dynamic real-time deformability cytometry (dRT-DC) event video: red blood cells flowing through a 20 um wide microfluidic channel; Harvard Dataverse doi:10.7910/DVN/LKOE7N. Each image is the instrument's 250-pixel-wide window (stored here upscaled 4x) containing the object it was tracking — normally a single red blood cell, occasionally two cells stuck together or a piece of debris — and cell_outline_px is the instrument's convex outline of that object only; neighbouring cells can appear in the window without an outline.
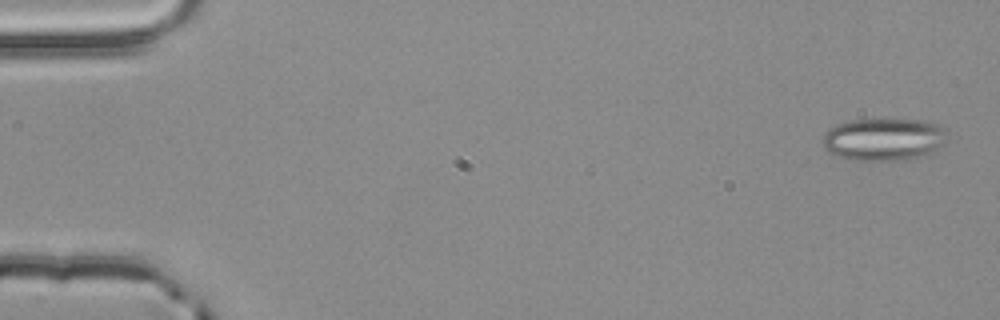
{"species": "common noctule bat (a hibernating species)", "species_latin": "Nyctalus noctula", "temperature_condition": "room temperature", "stored_images_in_passage": 5, "camera_frame_rate_fps": 3000, "um_per_image_px": 0.085, "animal": {"sex": "male", "body_mass_g": 20.4}, "frame": {"image": 1, "passage_image": 1, "time_ms": 0.0, "image_size_px": [1000, 320], "cell_outline_px": [[948, 140], [944, 144], [932, 152], [924, 156], [896, 160], [848, 160], [824, 148], [824, 132], [828, 128], [852, 120], [924, 120], [940, 124], [948, 128]], "centroid_in_image_um": [75.21, 11.84], "position_along_channel_um": 9.8, "area_um2": 30.92}}